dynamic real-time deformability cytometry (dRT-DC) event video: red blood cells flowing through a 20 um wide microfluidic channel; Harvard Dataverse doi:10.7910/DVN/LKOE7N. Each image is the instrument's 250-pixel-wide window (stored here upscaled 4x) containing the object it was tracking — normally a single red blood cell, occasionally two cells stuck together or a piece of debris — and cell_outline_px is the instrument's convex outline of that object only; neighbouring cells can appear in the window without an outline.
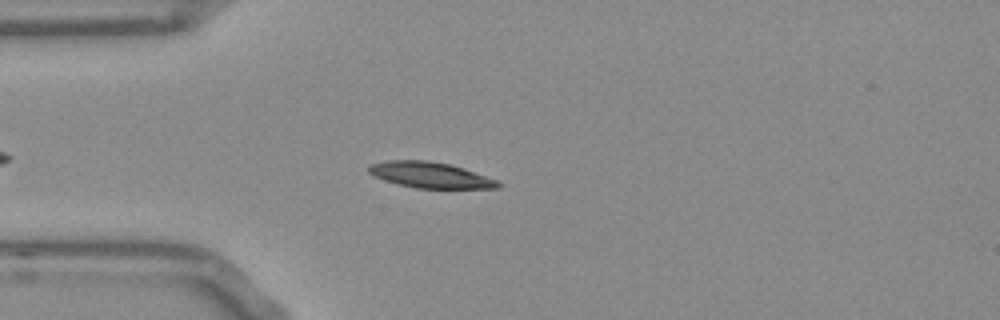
{"species": "Egyptian fruit bat (a non-hibernating species)", "species_latin": "Rousettus aegyptiacus", "temperature_condition": "room temperature", "stored_images_in_passage": 38, "camera_frame_rate_fps": 3000, "um_per_image_px": 0.085, "frame": {"image": 1, "passage_image": 9, "time_ms": 2.667, "image_size_px": [1000, 320], "cell_outline_px": [[500, 188], [416, 188], [396, 184], [384, 180], [368, 172], [368, 168], [372, 164], [388, 160], [428, 160], [452, 164], [464, 168], [496, 180], [500, 184]], "centroid_in_image_um": [36.56, 14.87], "position_along_channel_um": 48.4, "area_um2": 19.36}}
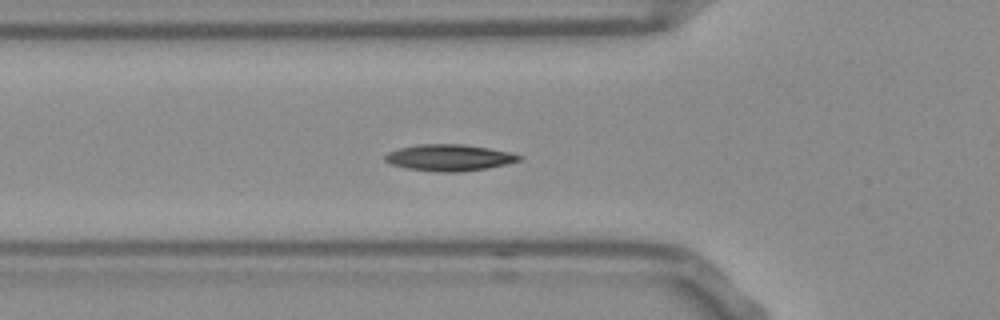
{"frame": {"image": 2, "passage_image": 13, "time_ms": 4.0, "image_size_px": [1000, 320], "cell_outline_px": [[524, 156], [520, 160], [504, 164], [484, 168], [460, 172], [436, 172], [408, 168], [392, 164], [384, 160], [384, 156], [388, 152], [400, 148], [420, 144], [460, 144], [488, 148], [512, 152]], "centroid_in_image_um": [38.19, 13.39], "position_along_channel_um": 87.6, "area_um2": 20.46}}
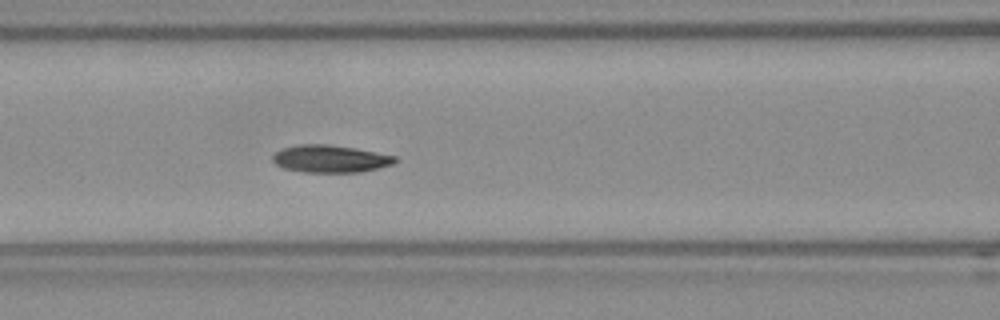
{"frame": {"image": 3, "passage_image": 17, "time_ms": 5.333, "image_size_px": [1000, 320], "cell_outline_px": [[400, 160], [392, 164], [360, 172], [304, 172], [284, 168], [276, 164], [272, 160], [272, 156], [276, 152], [284, 148], [300, 144], [324, 144], [352, 148], [376, 152], [396, 156]], "centroid_in_image_um": [28.08, 13.5], "position_along_channel_um": 138.5, "area_um2": 19.31}, "authors_computed_cell_mechanics": {"area_um2": 19.2763, "velocity_mm_per_s": 3.7608, "shape_relaxation_time_tau1_ms": 4.2032, "shape_relaxation_time_tau2_ms": 7.7855, "deformation_change_tau1": 0.1337, "deformation_change_tau2": 0.1069}}